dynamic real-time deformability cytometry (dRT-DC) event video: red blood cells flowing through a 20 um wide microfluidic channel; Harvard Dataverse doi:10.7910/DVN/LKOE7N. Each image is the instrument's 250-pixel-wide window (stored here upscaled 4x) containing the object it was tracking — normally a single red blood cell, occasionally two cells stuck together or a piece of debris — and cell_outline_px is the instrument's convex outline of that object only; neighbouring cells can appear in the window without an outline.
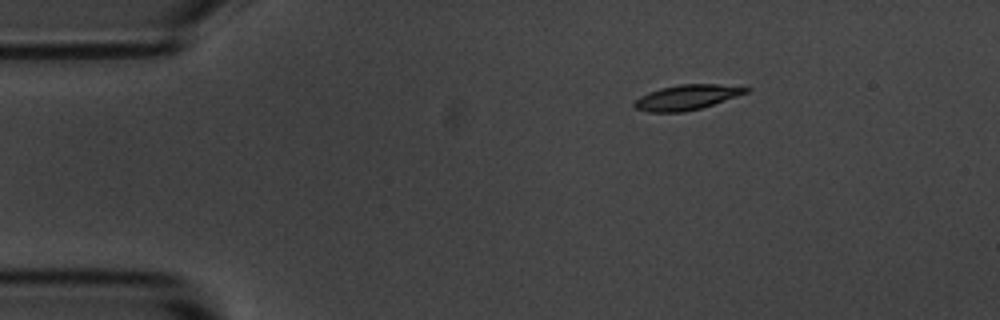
{"species": "common noctule bat (a hibernating species)", "species_latin": "Nyctalus noctula", "temperature_condition": "room temperature", "stored_images_in_passage": 3, "camera_frame_rate_fps": 3000, "um_per_image_px": 0.085, "animal": {"sex": "male", "body_mass_g": 20.1, "forearm_length_mm": 53.5}, "frame": {"image": 1, "passage_image": 3, "time_ms": 3.333, "image_size_px": [1000, 320], "cell_outline_px": [[752, 88], [748, 92], [700, 108], [684, 112], [648, 112], [636, 108], [632, 104], [640, 96], [648, 92], [660, 88], [680, 84], [716, 84]], "centroid_in_image_um": [58.34, 8.27], "position_along_channel_um": 26.7, "area_um2": 16.07}}